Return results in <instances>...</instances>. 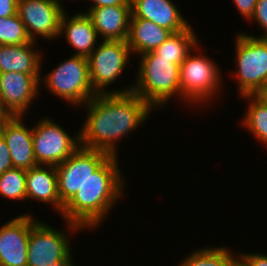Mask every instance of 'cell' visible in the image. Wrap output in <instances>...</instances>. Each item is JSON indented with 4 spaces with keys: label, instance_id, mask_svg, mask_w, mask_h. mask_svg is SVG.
I'll return each mask as SVG.
<instances>
[{
    "label": "cell",
    "instance_id": "obj_1",
    "mask_svg": "<svg viewBox=\"0 0 267 266\" xmlns=\"http://www.w3.org/2000/svg\"><path fill=\"white\" fill-rule=\"evenodd\" d=\"M88 116L79 132L80 147L116 153L117 140L137 129L153 108L134 92L96 94L86 104Z\"/></svg>",
    "mask_w": 267,
    "mask_h": 266
},
{
    "label": "cell",
    "instance_id": "obj_2",
    "mask_svg": "<svg viewBox=\"0 0 267 266\" xmlns=\"http://www.w3.org/2000/svg\"><path fill=\"white\" fill-rule=\"evenodd\" d=\"M118 163L117 156H111L64 206L62 215L70 232L101 224L122 196L124 183Z\"/></svg>",
    "mask_w": 267,
    "mask_h": 266
},
{
    "label": "cell",
    "instance_id": "obj_3",
    "mask_svg": "<svg viewBox=\"0 0 267 266\" xmlns=\"http://www.w3.org/2000/svg\"><path fill=\"white\" fill-rule=\"evenodd\" d=\"M140 59L139 76L132 92L152 108L164 106L177 93L181 97L180 66L173 59L158 58L153 51L141 54Z\"/></svg>",
    "mask_w": 267,
    "mask_h": 266
},
{
    "label": "cell",
    "instance_id": "obj_4",
    "mask_svg": "<svg viewBox=\"0 0 267 266\" xmlns=\"http://www.w3.org/2000/svg\"><path fill=\"white\" fill-rule=\"evenodd\" d=\"M235 40L238 72L233 77L242 96L257 95L267 80V38L240 33Z\"/></svg>",
    "mask_w": 267,
    "mask_h": 266
},
{
    "label": "cell",
    "instance_id": "obj_5",
    "mask_svg": "<svg viewBox=\"0 0 267 266\" xmlns=\"http://www.w3.org/2000/svg\"><path fill=\"white\" fill-rule=\"evenodd\" d=\"M45 76L43 84L70 104L83 105L96 95L90 81L87 57L73 55Z\"/></svg>",
    "mask_w": 267,
    "mask_h": 266
},
{
    "label": "cell",
    "instance_id": "obj_6",
    "mask_svg": "<svg viewBox=\"0 0 267 266\" xmlns=\"http://www.w3.org/2000/svg\"><path fill=\"white\" fill-rule=\"evenodd\" d=\"M131 50L127 41L103 40L98 48H95L87 57L89 63V76L93 91L96 94L128 93L132 87L119 90L105 89L110 83H114L126 67L130 59ZM107 90V91H106Z\"/></svg>",
    "mask_w": 267,
    "mask_h": 266
},
{
    "label": "cell",
    "instance_id": "obj_7",
    "mask_svg": "<svg viewBox=\"0 0 267 266\" xmlns=\"http://www.w3.org/2000/svg\"><path fill=\"white\" fill-rule=\"evenodd\" d=\"M220 77L217 65L211 59L201 54L189 53L180 65L182 99L185 98V102L189 100L196 105L203 104L212 97L215 98L221 86Z\"/></svg>",
    "mask_w": 267,
    "mask_h": 266
},
{
    "label": "cell",
    "instance_id": "obj_8",
    "mask_svg": "<svg viewBox=\"0 0 267 266\" xmlns=\"http://www.w3.org/2000/svg\"><path fill=\"white\" fill-rule=\"evenodd\" d=\"M111 157L107 152L79 147L67 160L56 166L58 195L65 206Z\"/></svg>",
    "mask_w": 267,
    "mask_h": 266
},
{
    "label": "cell",
    "instance_id": "obj_9",
    "mask_svg": "<svg viewBox=\"0 0 267 266\" xmlns=\"http://www.w3.org/2000/svg\"><path fill=\"white\" fill-rule=\"evenodd\" d=\"M67 133L48 118L33 126V150L38 165L58 166L80 147L79 133L76 138Z\"/></svg>",
    "mask_w": 267,
    "mask_h": 266
},
{
    "label": "cell",
    "instance_id": "obj_10",
    "mask_svg": "<svg viewBox=\"0 0 267 266\" xmlns=\"http://www.w3.org/2000/svg\"><path fill=\"white\" fill-rule=\"evenodd\" d=\"M69 234L36 221L28 238L27 266H54L73 263Z\"/></svg>",
    "mask_w": 267,
    "mask_h": 266
},
{
    "label": "cell",
    "instance_id": "obj_11",
    "mask_svg": "<svg viewBox=\"0 0 267 266\" xmlns=\"http://www.w3.org/2000/svg\"><path fill=\"white\" fill-rule=\"evenodd\" d=\"M62 6L59 0H18L17 14L32 41L35 34L49 40L59 37Z\"/></svg>",
    "mask_w": 267,
    "mask_h": 266
},
{
    "label": "cell",
    "instance_id": "obj_12",
    "mask_svg": "<svg viewBox=\"0 0 267 266\" xmlns=\"http://www.w3.org/2000/svg\"><path fill=\"white\" fill-rule=\"evenodd\" d=\"M40 74L0 73V108L9 116H24L39 92Z\"/></svg>",
    "mask_w": 267,
    "mask_h": 266
},
{
    "label": "cell",
    "instance_id": "obj_13",
    "mask_svg": "<svg viewBox=\"0 0 267 266\" xmlns=\"http://www.w3.org/2000/svg\"><path fill=\"white\" fill-rule=\"evenodd\" d=\"M35 221L25 214L0 227V266H27L28 238Z\"/></svg>",
    "mask_w": 267,
    "mask_h": 266
},
{
    "label": "cell",
    "instance_id": "obj_14",
    "mask_svg": "<svg viewBox=\"0 0 267 266\" xmlns=\"http://www.w3.org/2000/svg\"><path fill=\"white\" fill-rule=\"evenodd\" d=\"M24 116H10L3 124L1 135L10 150L13 168L30 169L38 166L33 150V128L22 123Z\"/></svg>",
    "mask_w": 267,
    "mask_h": 266
},
{
    "label": "cell",
    "instance_id": "obj_15",
    "mask_svg": "<svg viewBox=\"0 0 267 266\" xmlns=\"http://www.w3.org/2000/svg\"><path fill=\"white\" fill-rule=\"evenodd\" d=\"M86 14L103 40L127 41L132 15L131 5L91 8Z\"/></svg>",
    "mask_w": 267,
    "mask_h": 266
},
{
    "label": "cell",
    "instance_id": "obj_16",
    "mask_svg": "<svg viewBox=\"0 0 267 266\" xmlns=\"http://www.w3.org/2000/svg\"><path fill=\"white\" fill-rule=\"evenodd\" d=\"M131 12L135 18L152 21L172 33L186 29L189 24L179 8L171 0H130Z\"/></svg>",
    "mask_w": 267,
    "mask_h": 266
},
{
    "label": "cell",
    "instance_id": "obj_17",
    "mask_svg": "<svg viewBox=\"0 0 267 266\" xmlns=\"http://www.w3.org/2000/svg\"><path fill=\"white\" fill-rule=\"evenodd\" d=\"M64 32V33H63ZM65 35L68 43L77 50L74 55L88 57L97 44V30L86 13H78L70 18L64 11L60 20L59 36Z\"/></svg>",
    "mask_w": 267,
    "mask_h": 266
},
{
    "label": "cell",
    "instance_id": "obj_18",
    "mask_svg": "<svg viewBox=\"0 0 267 266\" xmlns=\"http://www.w3.org/2000/svg\"><path fill=\"white\" fill-rule=\"evenodd\" d=\"M45 167L38 165L26 170L27 199L35 198L43 203L52 204L62 214L64 206L58 195L56 166Z\"/></svg>",
    "mask_w": 267,
    "mask_h": 266
},
{
    "label": "cell",
    "instance_id": "obj_19",
    "mask_svg": "<svg viewBox=\"0 0 267 266\" xmlns=\"http://www.w3.org/2000/svg\"><path fill=\"white\" fill-rule=\"evenodd\" d=\"M34 43L32 41L21 45H0V73L41 74L42 55L35 51Z\"/></svg>",
    "mask_w": 267,
    "mask_h": 266
},
{
    "label": "cell",
    "instance_id": "obj_20",
    "mask_svg": "<svg viewBox=\"0 0 267 266\" xmlns=\"http://www.w3.org/2000/svg\"><path fill=\"white\" fill-rule=\"evenodd\" d=\"M171 34L170 30L160 27L152 21L135 18L131 15L127 43L132 51L131 53L141 55L154 51Z\"/></svg>",
    "mask_w": 267,
    "mask_h": 266
},
{
    "label": "cell",
    "instance_id": "obj_21",
    "mask_svg": "<svg viewBox=\"0 0 267 266\" xmlns=\"http://www.w3.org/2000/svg\"><path fill=\"white\" fill-rule=\"evenodd\" d=\"M194 30L189 25L186 29L172 33L158 48L153 52L158 58L173 59V63L178 64L186 59L191 53L190 49L198 48V39Z\"/></svg>",
    "mask_w": 267,
    "mask_h": 266
},
{
    "label": "cell",
    "instance_id": "obj_22",
    "mask_svg": "<svg viewBox=\"0 0 267 266\" xmlns=\"http://www.w3.org/2000/svg\"><path fill=\"white\" fill-rule=\"evenodd\" d=\"M249 100L248 111L244 115L243 126L253 133L255 138L267 145V105L258 95H245Z\"/></svg>",
    "mask_w": 267,
    "mask_h": 266
},
{
    "label": "cell",
    "instance_id": "obj_23",
    "mask_svg": "<svg viewBox=\"0 0 267 266\" xmlns=\"http://www.w3.org/2000/svg\"><path fill=\"white\" fill-rule=\"evenodd\" d=\"M237 257L226 247L202 248L193 251L178 266H230Z\"/></svg>",
    "mask_w": 267,
    "mask_h": 266
},
{
    "label": "cell",
    "instance_id": "obj_24",
    "mask_svg": "<svg viewBox=\"0 0 267 266\" xmlns=\"http://www.w3.org/2000/svg\"><path fill=\"white\" fill-rule=\"evenodd\" d=\"M0 196L20 201L27 199L25 169L12 168L0 175Z\"/></svg>",
    "mask_w": 267,
    "mask_h": 266
},
{
    "label": "cell",
    "instance_id": "obj_25",
    "mask_svg": "<svg viewBox=\"0 0 267 266\" xmlns=\"http://www.w3.org/2000/svg\"><path fill=\"white\" fill-rule=\"evenodd\" d=\"M32 42L18 14L0 18V45H21Z\"/></svg>",
    "mask_w": 267,
    "mask_h": 266
},
{
    "label": "cell",
    "instance_id": "obj_26",
    "mask_svg": "<svg viewBox=\"0 0 267 266\" xmlns=\"http://www.w3.org/2000/svg\"><path fill=\"white\" fill-rule=\"evenodd\" d=\"M251 20H256L264 30L265 34L258 37L267 38V0H257L253 16L249 21Z\"/></svg>",
    "mask_w": 267,
    "mask_h": 266
},
{
    "label": "cell",
    "instance_id": "obj_27",
    "mask_svg": "<svg viewBox=\"0 0 267 266\" xmlns=\"http://www.w3.org/2000/svg\"><path fill=\"white\" fill-rule=\"evenodd\" d=\"M13 164L11 161L10 150L7 147L6 141L2 135H0V175L6 170L12 169Z\"/></svg>",
    "mask_w": 267,
    "mask_h": 266
},
{
    "label": "cell",
    "instance_id": "obj_28",
    "mask_svg": "<svg viewBox=\"0 0 267 266\" xmlns=\"http://www.w3.org/2000/svg\"><path fill=\"white\" fill-rule=\"evenodd\" d=\"M233 2L240 12V15L242 14L246 20L252 18L257 0H233Z\"/></svg>",
    "mask_w": 267,
    "mask_h": 266
},
{
    "label": "cell",
    "instance_id": "obj_29",
    "mask_svg": "<svg viewBox=\"0 0 267 266\" xmlns=\"http://www.w3.org/2000/svg\"><path fill=\"white\" fill-rule=\"evenodd\" d=\"M246 266H267V255L265 254H239L238 256Z\"/></svg>",
    "mask_w": 267,
    "mask_h": 266
},
{
    "label": "cell",
    "instance_id": "obj_30",
    "mask_svg": "<svg viewBox=\"0 0 267 266\" xmlns=\"http://www.w3.org/2000/svg\"><path fill=\"white\" fill-rule=\"evenodd\" d=\"M18 0H0V18L17 14Z\"/></svg>",
    "mask_w": 267,
    "mask_h": 266
},
{
    "label": "cell",
    "instance_id": "obj_31",
    "mask_svg": "<svg viewBox=\"0 0 267 266\" xmlns=\"http://www.w3.org/2000/svg\"><path fill=\"white\" fill-rule=\"evenodd\" d=\"M92 2L94 5L90 9L104 6L131 5L130 0H92Z\"/></svg>",
    "mask_w": 267,
    "mask_h": 266
},
{
    "label": "cell",
    "instance_id": "obj_32",
    "mask_svg": "<svg viewBox=\"0 0 267 266\" xmlns=\"http://www.w3.org/2000/svg\"><path fill=\"white\" fill-rule=\"evenodd\" d=\"M9 117L10 116L0 108V135H1L3 124Z\"/></svg>",
    "mask_w": 267,
    "mask_h": 266
},
{
    "label": "cell",
    "instance_id": "obj_33",
    "mask_svg": "<svg viewBox=\"0 0 267 266\" xmlns=\"http://www.w3.org/2000/svg\"><path fill=\"white\" fill-rule=\"evenodd\" d=\"M230 266H246V264L239 258L237 257L231 264Z\"/></svg>",
    "mask_w": 267,
    "mask_h": 266
},
{
    "label": "cell",
    "instance_id": "obj_34",
    "mask_svg": "<svg viewBox=\"0 0 267 266\" xmlns=\"http://www.w3.org/2000/svg\"><path fill=\"white\" fill-rule=\"evenodd\" d=\"M262 100L263 102L267 105V92H259L257 94Z\"/></svg>",
    "mask_w": 267,
    "mask_h": 266
},
{
    "label": "cell",
    "instance_id": "obj_35",
    "mask_svg": "<svg viewBox=\"0 0 267 266\" xmlns=\"http://www.w3.org/2000/svg\"><path fill=\"white\" fill-rule=\"evenodd\" d=\"M54 266H74V264L73 263H58Z\"/></svg>",
    "mask_w": 267,
    "mask_h": 266
},
{
    "label": "cell",
    "instance_id": "obj_36",
    "mask_svg": "<svg viewBox=\"0 0 267 266\" xmlns=\"http://www.w3.org/2000/svg\"><path fill=\"white\" fill-rule=\"evenodd\" d=\"M260 92H267V80L262 88V90Z\"/></svg>",
    "mask_w": 267,
    "mask_h": 266
}]
</instances>
